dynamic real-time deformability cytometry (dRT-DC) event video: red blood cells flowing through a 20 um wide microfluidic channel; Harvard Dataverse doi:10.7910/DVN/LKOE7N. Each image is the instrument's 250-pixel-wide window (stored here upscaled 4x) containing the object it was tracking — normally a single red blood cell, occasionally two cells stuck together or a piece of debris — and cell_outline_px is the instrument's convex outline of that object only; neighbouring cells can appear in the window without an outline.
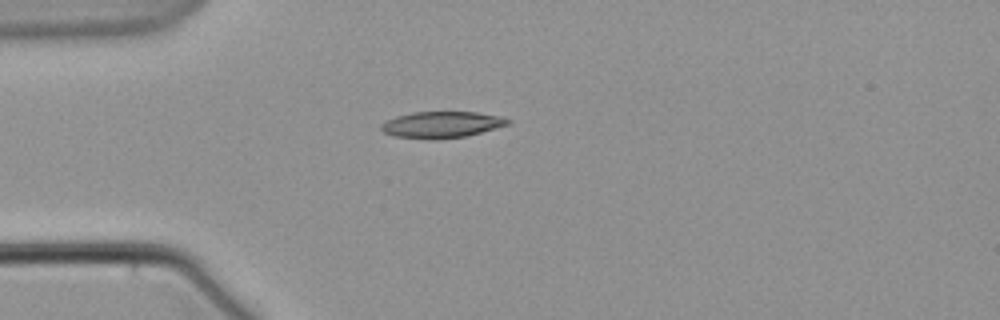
{"species": "common noctule bat (a hibernating species)", "species_latin": "Nyctalus noctula", "temperature_condition": "warm", "stored_images_in_passage": 7, "camera_frame_rate_fps": 3000, "um_per_image_px": 0.085, "animal": {"sex": "male", "body_mass_g": 21.5, "forearm_length_mm": 52.0}, "frame": {"image": 1, "passage_image": 1, "time_ms": 0.0, "image_size_px": [1000, 320], "cell_outline_px": [[512, 120], [508, 124], [480, 132], [464, 136], [436, 140], [428, 140], [392, 136], [384, 132], [380, 128], [380, 124], [396, 116], [412, 112], [476, 112], [504, 116]], "centroid_in_image_um": [37.51, 10.6], "position_along_channel_um": 47.5, "area_um2": 19.59}}
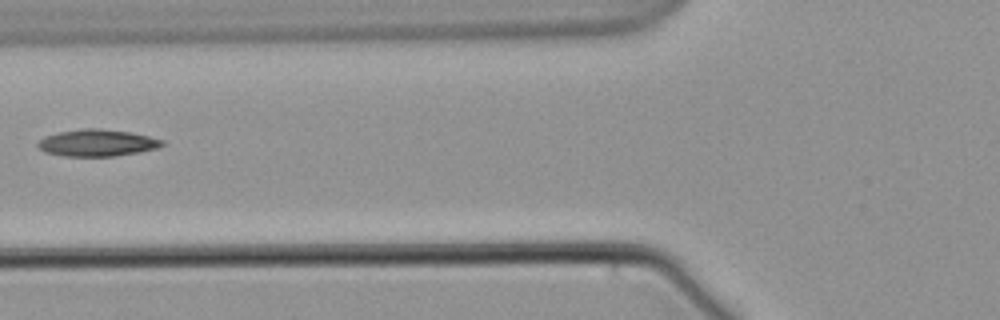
{"frame": {"image": 2, "passage_image": 3, "time_ms": 2.667, "image_size_px": [1000, 320], "cell_outline_px": [[164, 144], [156, 148], [140, 152], [116, 156], [64, 156], [44, 152], [36, 144], [44, 136], [60, 132], [84, 128], [100, 128], [128, 132], [148, 136], [164, 140]], "centroid_in_image_um": [8.25, 12.14], "position_along_channel_um": 117.6, "area_um2": 19.36}}
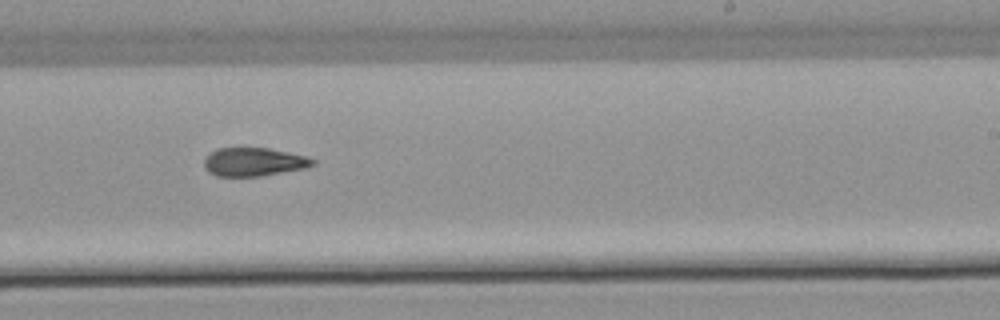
{"frame": {"image": 3, "passage_image": 7, "time_ms": 7.333, "image_size_px": [1000, 320], "cell_outline_px": [[316, 164], [304, 168], [260, 176], [216, 176], [208, 172], [204, 168], [204, 160], [216, 148], [268, 148], [288, 152], [304, 156], [316, 160]], "centroid_in_image_um": [21.56, 13.76], "position_along_channel_um": 267.4, "area_um2": 17.86}}